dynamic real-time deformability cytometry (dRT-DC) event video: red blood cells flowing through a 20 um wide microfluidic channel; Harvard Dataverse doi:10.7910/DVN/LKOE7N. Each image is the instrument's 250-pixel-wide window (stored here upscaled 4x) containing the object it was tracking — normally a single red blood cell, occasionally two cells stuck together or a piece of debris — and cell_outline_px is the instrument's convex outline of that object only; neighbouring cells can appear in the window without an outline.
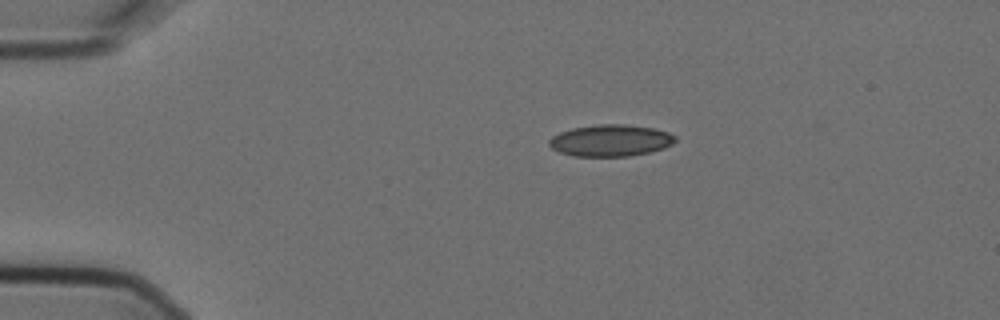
{"species": "Egyptian fruit bat (a non-hibernating species)", "species_latin": "Rousettus aegyptiacus", "temperature_condition": "cold", "stored_images_in_passage": 7, "camera_frame_rate_fps": 3000, "um_per_image_px": 0.085, "animal": {"sex": "female"}, "frame": {"image": 1, "passage_image": 1, "time_ms": 0.0, "image_size_px": [1000, 320], "cell_outline_px": [[676, 140], [672, 144], [664, 148], [648, 152], [628, 156], [572, 156], [560, 152], [552, 148], [548, 144], [548, 140], [552, 136], [560, 132], [572, 128], [600, 124], [624, 124], [652, 128], [668, 132], [676, 136]], "centroid_in_image_um": [51.88, 11.94], "position_along_channel_um": 33.1, "area_um2": 23.24}}
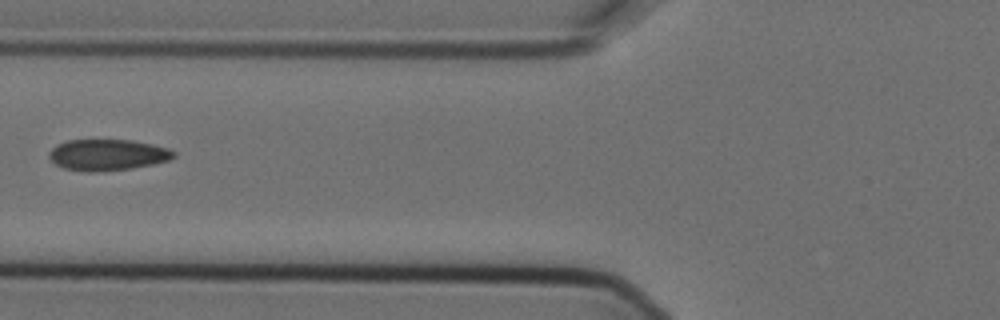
{"frame": {"image": 2, "passage_image": 4, "time_ms": 1.0, "image_size_px": [1000, 320], "cell_outline_px": [[176, 156], [168, 160], [152, 164], [132, 168], [96, 172], [88, 172], [64, 168], [56, 164], [48, 156], [48, 152], [56, 144], [68, 140], [132, 140], [152, 144], [168, 148], [176, 152]], "centroid_in_image_um": [9.13, 13.16], "position_along_channel_um": 116.7, "area_um2": 22.66}}
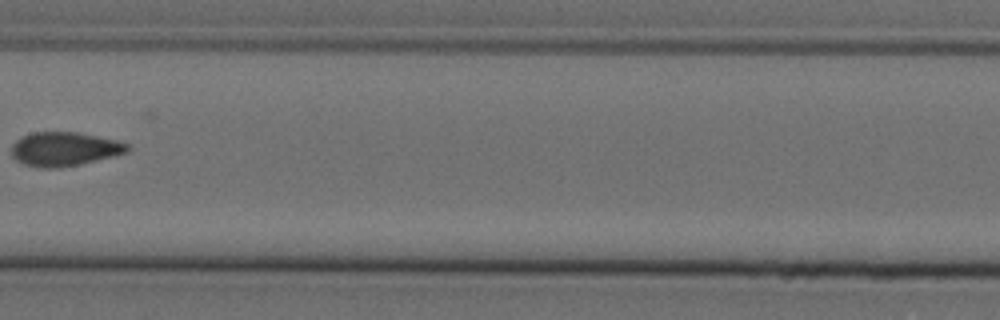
{"frame": {"image": 3, "passage_image": 6, "time_ms": 1.667, "image_size_px": [1000, 320], "cell_outline_px": [[132, 148], [128, 152], [116, 156], [80, 164], [56, 168], [40, 168], [24, 164], [16, 160], [12, 156], [12, 144], [16, 140], [32, 132], [76, 132], [116, 140], [128, 144]], "centroid_in_image_um": [5.49, 12.67], "position_along_channel_um": 201.9, "area_um2": 23.0}}